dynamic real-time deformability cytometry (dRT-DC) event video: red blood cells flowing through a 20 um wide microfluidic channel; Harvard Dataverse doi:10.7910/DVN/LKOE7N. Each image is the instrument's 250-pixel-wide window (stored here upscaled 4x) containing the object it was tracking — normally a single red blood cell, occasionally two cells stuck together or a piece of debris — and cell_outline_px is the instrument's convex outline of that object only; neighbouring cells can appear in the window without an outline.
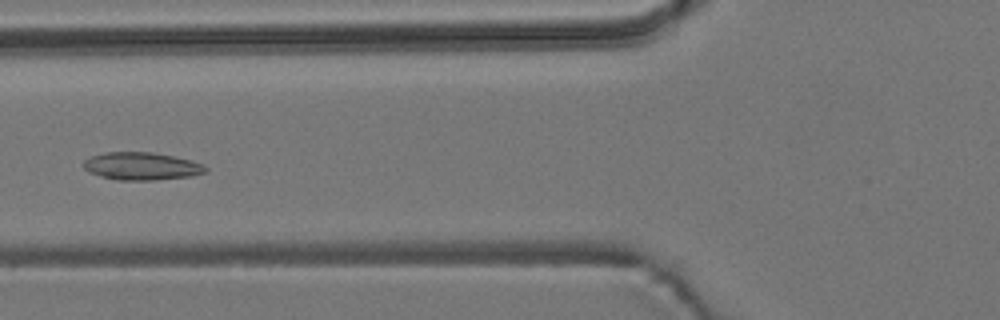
{"species": "common noctule bat (a hibernating species)", "species_latin": "Nyctalus noctula", "temperature_condition": "room temperature", "stored_images_in_passage": 9, "camera_frame_rate_fps": 3000, "um_per_image_px": 0.085, "animal": {"sex": "male", "body_mass_g": 19.2, "forearm_length_mm": 51.8}, "frame": {"image": 1, "passage_image": 6, "time_ms": 6.0, "image_size_px": [1000, 320], "cell_outline_px": [[208, 172], [192, 176], [152, 180], [116, 180], [100, 176], [88, 172], [84, 168], [84, 160], [92, 156], [104, 152], [152, 152], [192, 160], [204, 164], [208, 168]], "centroid_in_image_um": [12.06, 14.13], "position_along_channel_um": 113.7, "area_um2": 19.83}}
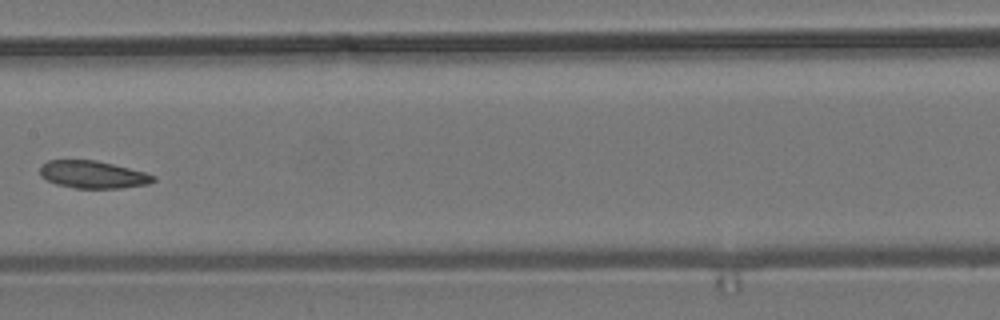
{"frame": {"image": 2, "passage_image": 8, "time_ms": 8.333, "image_size_px": [1000, 320], "cell_outline_px": [[156, 180], [148, 184], [120, 188], [76, 188], [56, 184], [40, 176], [40, 168], [48, 160], [96, 160], [144, 172], [156, 176]], "centroid_in_image_um": [7.9, 14.84], "position_along_channel_um": 199.5, "area_um2": 17.98}}
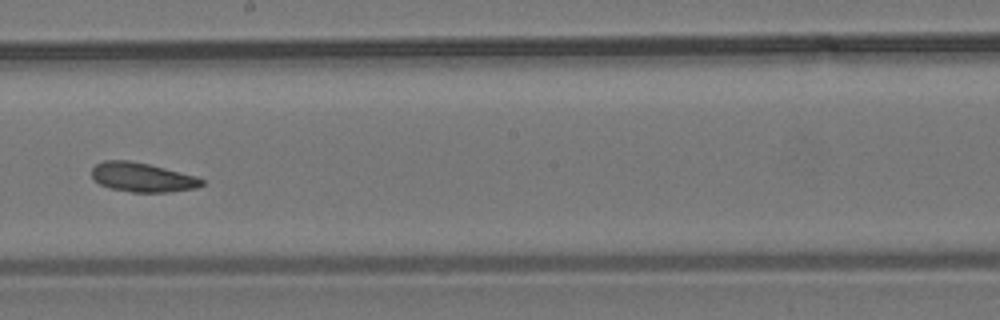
{"frame": {"image": 3, "passage_image": 9, "time_ms": 9.333, "image_size_px": [1000, 320], "cell_outline_px": [[204, 184], [196, 188], [168, 192], [132, 192], [108, 188], [100, 184], [92, 176], [92, 168], [96, 164], [104, 160], [128, 160], [148, 164], [196, 176], [204, 180]], "centroid_in_image_um": [12.09, 15.07], "position_along_channel_um": 236.1, "area_um2": 18.67}}